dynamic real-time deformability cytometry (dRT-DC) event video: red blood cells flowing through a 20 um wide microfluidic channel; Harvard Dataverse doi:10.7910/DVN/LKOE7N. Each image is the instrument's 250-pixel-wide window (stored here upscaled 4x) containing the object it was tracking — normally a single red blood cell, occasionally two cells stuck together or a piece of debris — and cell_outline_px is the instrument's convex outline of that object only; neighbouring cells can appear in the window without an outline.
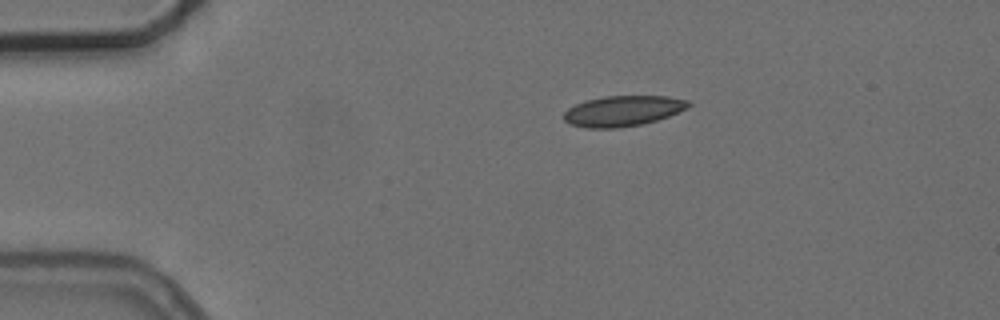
{"species": "common noctule bat (a hibernating species)", "species_latin": "Nyctalus noctula", "temperature_condition": "cold", "stored_images_in_passage": 2, "camera_frame_rate_fps": 3000, "um_per_image_px": 0.085, "animal": {"sex": "female", "body_mass_g": 24.6, "forearm_length_mm": 56.2}, "frame": {"image": 1, "passage_image": 1, "time_ms": 0.0, "image_size_px": [1000, 320], "cell_outline_px": [[692, 104], [688, 108], [668, 116], [656, 120], [640, 124], [616, 128], [588, 128], [568, 124], [564, 120], [564, 112], [568, 108], [576, 104], [588, 100], [604, 96], [668, 96], [688, 100]], "centroid_in_image_um": [52.95, 9.42], "position_along_channel_um": 32.1, "area_um2": 22.08}}